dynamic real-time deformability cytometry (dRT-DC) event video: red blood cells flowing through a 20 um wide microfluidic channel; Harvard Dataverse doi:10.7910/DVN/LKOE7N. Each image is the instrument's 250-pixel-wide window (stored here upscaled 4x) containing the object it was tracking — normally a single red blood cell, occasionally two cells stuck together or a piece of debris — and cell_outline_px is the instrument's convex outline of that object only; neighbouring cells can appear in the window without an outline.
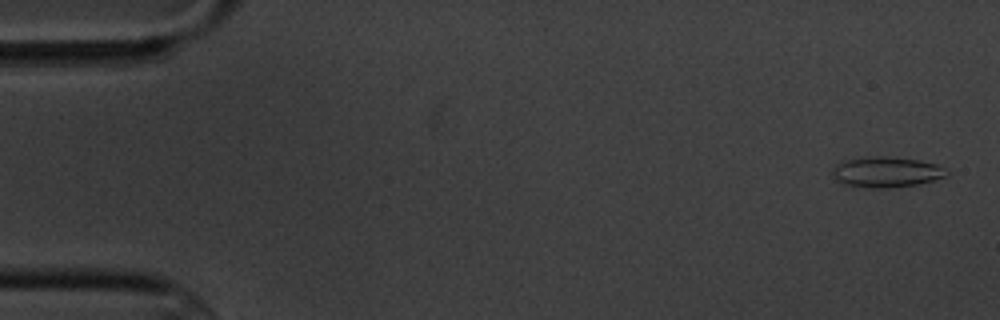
{"species": "common noctule bat (a hibernating species)", "species_latin": "Nyctalus noctula", "temperature_condition": "cold", "stored_images_in_passage": 4, "camera_frame_rate_fps": 3000, "um_per_image_px": 0.085, "animal": {"sex": "male", "body_mass_g": 20.1, "forearm_length_mm": 53.5}, "frame": {"image": 1, "passage_image": 1, "time_ms": 0.0, "image_size_px": [1000, 320], "cell_outline_px": [[948, 172], [944, 176], [932, 180], [916, 184], [892, 188], [868, 188], [844, 184], [836, 180], [832, 176], [832, 168], [836, 164], [844, 160], [864, 156], [888, 156], [920, 160], [936, 164], [944, 168]], "centroid_in_image_um": [75.27, 14.61], "position_along_channel_um": 9.7, "area_um2": 20.46}}
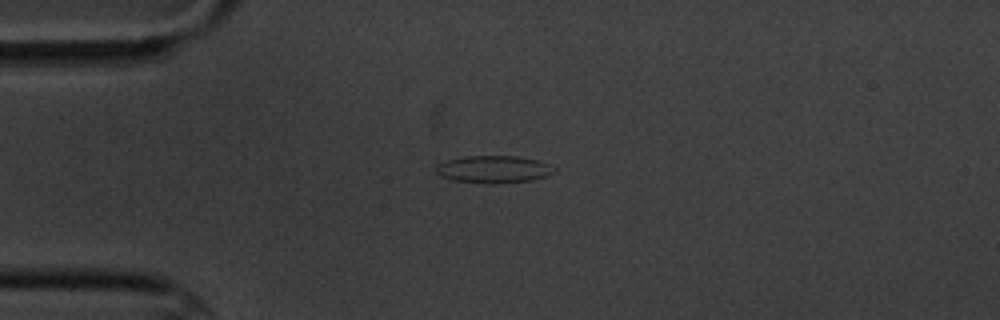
{"frame": {"image": 2, "passage_image": 4, "time_ms": 4.0, "image_size_px": [1000, 320], "cell_outline_px": [[556, 172], [548, 176], [532, 180], [452, 180], [440, 176], [436, 172], [436, 164], [444, 160], [464, 156], [516, 156], [536, 160], [548, 164], [556, 168]], "centroid_in_image_um": [41.95, 14.32], "position_along_channel_um": 43.1, "area_um2": 17.86}}